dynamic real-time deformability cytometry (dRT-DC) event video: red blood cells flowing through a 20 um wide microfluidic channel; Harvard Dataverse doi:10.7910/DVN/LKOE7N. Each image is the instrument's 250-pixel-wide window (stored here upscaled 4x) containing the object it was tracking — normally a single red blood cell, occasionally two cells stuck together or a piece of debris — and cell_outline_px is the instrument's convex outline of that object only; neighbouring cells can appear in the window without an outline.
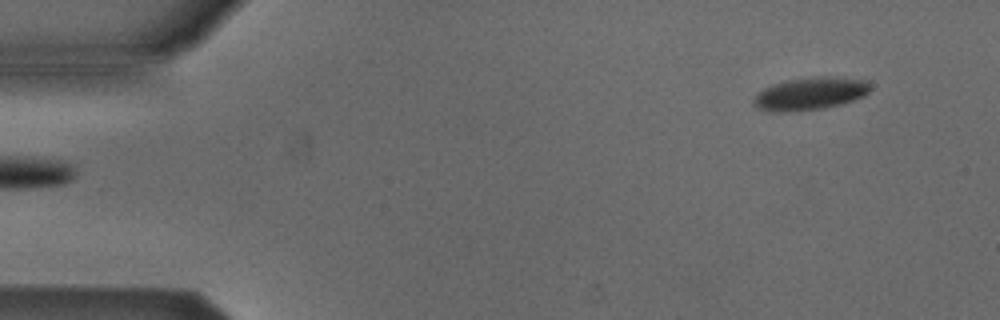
{"species": "Egyptian fruit bat (a non-hibernating species)", "species_latin": "Rousettus aegyptiacus", "temperature_condition": "cold", "stored_images_in_passage": 5, "camera_frame_rate_fps": 3000, "um_per_image_px": 0.085, "animal": {"sex": "male"}, "frame": {"image": 1, "passage_image": 5, "time_ms": 1.333, "image_size_px": [1000, 320], "cell_outline_px": [[872, 88], [864, 96], [840, 104], [824, 108], [796, 112], [780, 112], [760, 108], [752, 104], [752, 100], [764, 88], [772, 84], [788, 80], [824, 76], [828, 76], [868, 80]], "centroid_in_image_um": [68.9, 7.96], "position_along_channel_um": 16.1, "area_um2": 22.08}}